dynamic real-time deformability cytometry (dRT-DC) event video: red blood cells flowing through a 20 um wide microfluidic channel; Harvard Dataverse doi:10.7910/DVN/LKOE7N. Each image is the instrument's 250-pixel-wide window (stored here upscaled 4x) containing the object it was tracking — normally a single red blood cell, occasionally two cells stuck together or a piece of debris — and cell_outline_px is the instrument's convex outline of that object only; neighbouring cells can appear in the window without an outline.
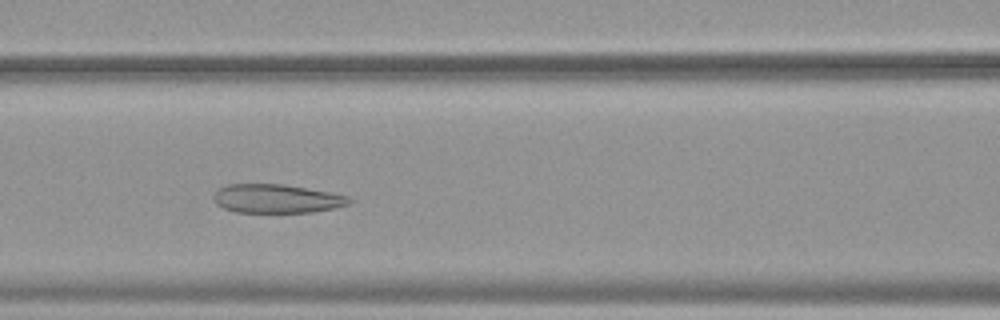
{"species": "common noctule bat (a hibernating species)", "species_latin": "Nyctalus noctula", "temperature_condition": "warm", "stored_images_in_passage": 35, "camera_frame_rate_fps": 3000, "um_per_image_px": 0.085, "animal": {"sex": "female", "body_mass_g": 19.9}, "frame": {"image": 1, "passage_image": 14, "time_ms": 4.333, "image_size_px": [1000, 320], "cell_outline_px": [[352, 200], [348, 204], [336, 208], [312, 212], [236, 212], [224, 208], [216, 204], [212, 196], [216, 188], [228, 184], [284, 184], [328, 192], [348, 196]], "centroid_in_image_um": [23.47, 16.88], "position_along_channel_um": 143.1, "area_um2": 22.77}}
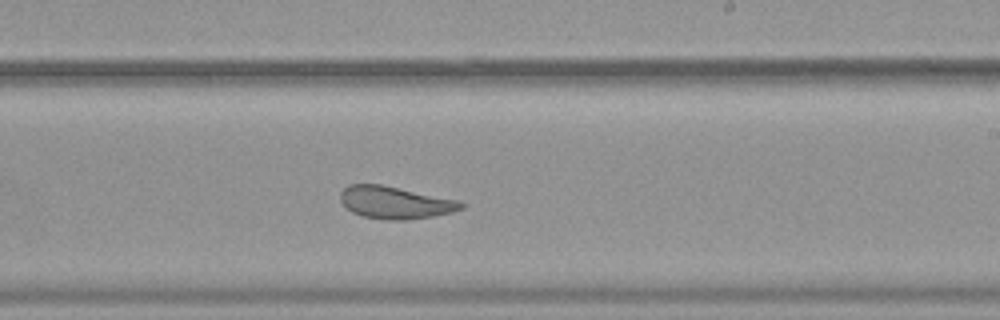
{"frame": {"image": 2, "passage_image": 23, "time_ms": 7.333, "image_size_px": [1000, 320], "cell_outline_px": [[464, 208], [452, 212], [432, 216], [404, 220], [388, 220], [364, 216], [352, 212], [340, 200], [340, 192], [348, 184], [380, 184], [460, 200], [464, 204]], "centroid_in_image_um": [33.6, 17.21], "position_along_channel_um": 255.4, "area_um2": 22.66}}
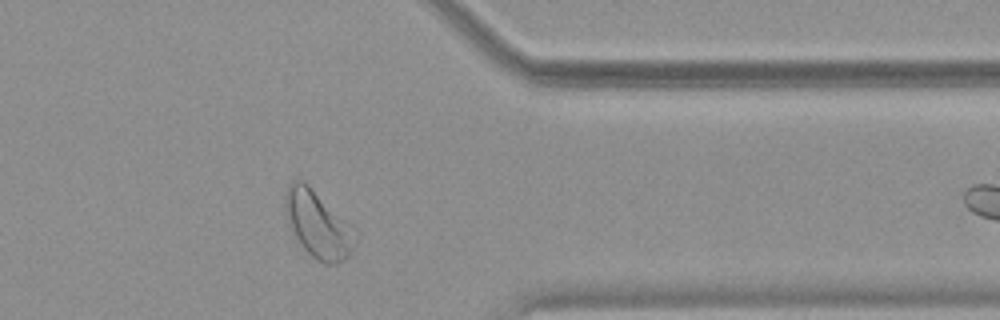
{"frame": {"image": 3, "passage_image": 34, "time_ms": 11.0, "image_size_px": [1000, 320], "cell_outline_px": [[360, 236], [352, 252], [344, 260], [336, 264], [324, 264], [316, 260], [300, 244], [284, 212], [284, 196], [288, 184], [292, 180], [304, 180], [352, 224], [360, 232]], "centroid_in_image_um": [27.09, 19.07], "position_along_channel_um": 384.3, "area_um2": 27.98}}